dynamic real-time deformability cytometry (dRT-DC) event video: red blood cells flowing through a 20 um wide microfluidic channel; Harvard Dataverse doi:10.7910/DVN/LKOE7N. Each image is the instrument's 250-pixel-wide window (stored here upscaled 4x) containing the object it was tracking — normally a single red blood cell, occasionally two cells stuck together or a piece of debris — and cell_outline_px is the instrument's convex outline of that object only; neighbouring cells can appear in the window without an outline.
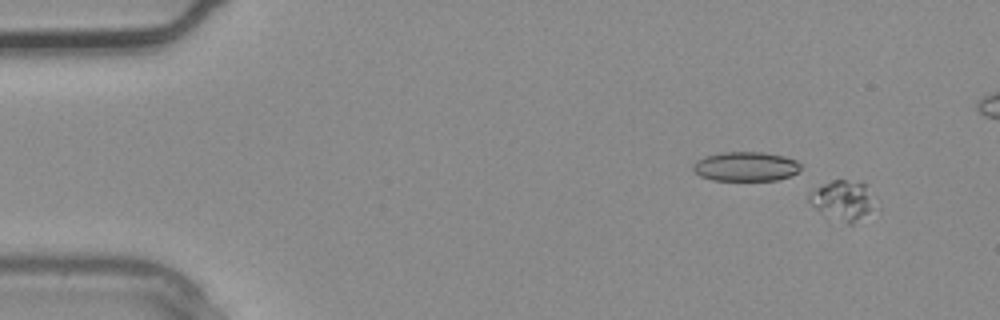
{"species": "common noctule bat (a hibernating species)", "species_latin": "Nyctalus noctula", "temperature_condition": "warm", "stored_images_in_passage": 4, "camera_frame_rate_fps": 3000, "um_per_image_px": 0.085, "animal": {"sex": "male", "body_mass_g": 20.4}, "frame": {"image": 1, "passage_image": 1, "time_ms": 0.0, "image_size_px": [1000, 320], "cell_outline_px": [[872, 208], [852, 224], [848, 224], [820, 212], [808, 200], [808, 196], [816, 188], [832, 180], [844, 180], [864, 184], [872, 204]], "centroid_in_image_um": [71.55, 17.03], "position_along_channel_um": 13.4, "area_um2": 14.16}}